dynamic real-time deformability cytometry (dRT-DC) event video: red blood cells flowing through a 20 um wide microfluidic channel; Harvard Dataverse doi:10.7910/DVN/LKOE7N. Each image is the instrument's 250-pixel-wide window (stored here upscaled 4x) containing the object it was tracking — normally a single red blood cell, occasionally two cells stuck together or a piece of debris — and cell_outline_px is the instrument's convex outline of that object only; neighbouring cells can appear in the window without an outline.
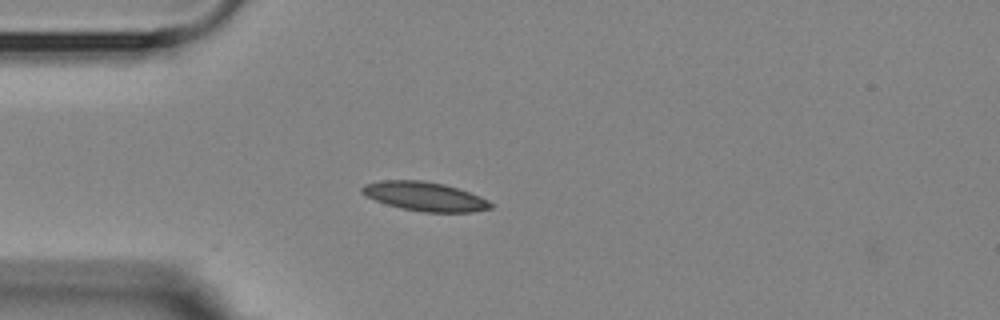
{"species": "Egyptian fruit bat (a non-hibernating species)", "species_latin": "Rousettus aegyptiacus", "temperature_condition": "room temperature", "stored_images_in_passage": 8, "camera_frame_rate_fps": 3000, "um_per_image_px": 0.085, "animal": {"sex": "female"}, "frame": {"image": 1, "passage_image": 4, "time_ms": 3.333, "image_size_px": [1000, 320], "cell_outline_px": [[492, 208], [472, 212], [424, 212], [404, 208], [388, 204], [376, 200], [360, 192], [360, 188], [364, 184], [380, 180], [424, 180], [444, 184], [480, 196], [488, 200], [492, 204]], "centroid_in_image_um": [36.1, 16.68], "position_along_channel_um": 48.9, "area_um2": 21.56}}
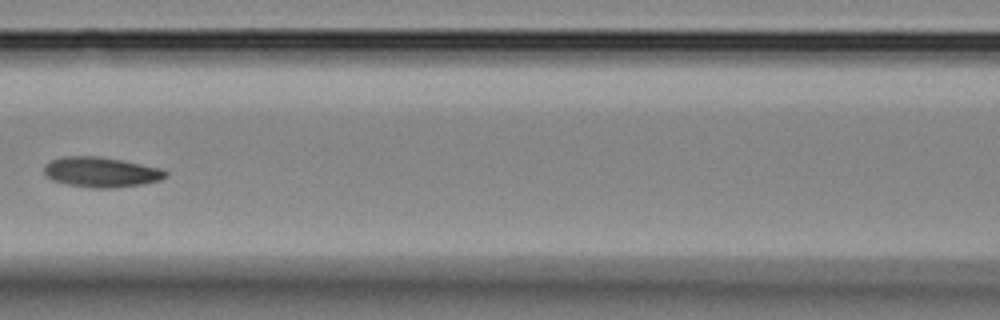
{"frame": {"image": 2, "passage_image": 7, "time_ms": 6.667, "image_size_px": [1000, 320], "cell_outline_px": [[168, 176], [160, 180], [140, 184], [108, 188], [92, 188], [64, 184], [52, 180], [44, 172], [44, 164], [52, 160], [64, 156], [100, 156], [160, 168], [168, 172]], "centroid_in_image_um": [8.56, 14.63], "position_along_channel_um": 158.0, "area_um2": 21.21}}
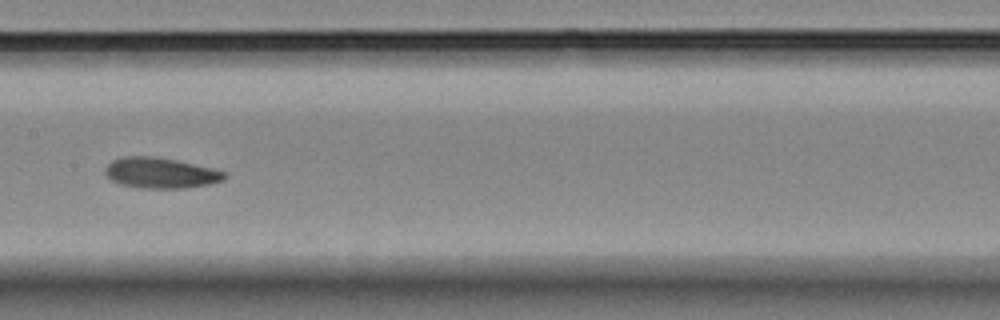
{"frame": {"image": 3, "passage_image": 8, "time_ms": 7.667, "image_size_px": [1000, 320], "cell_outline_px": [[228, 176], [224, 180], [208, 184], [184, 188], [144, 188], [120, 184], [112, 180], [104, 172], [104, 168], [112, 160], [120, 156], [156, 156], [176, 160], [212, 168], [224, 172]], "centroid_in_image_um": [13.63, 14.69], "position_along_channel_um": 193.8, "area_um2": 21.27}}